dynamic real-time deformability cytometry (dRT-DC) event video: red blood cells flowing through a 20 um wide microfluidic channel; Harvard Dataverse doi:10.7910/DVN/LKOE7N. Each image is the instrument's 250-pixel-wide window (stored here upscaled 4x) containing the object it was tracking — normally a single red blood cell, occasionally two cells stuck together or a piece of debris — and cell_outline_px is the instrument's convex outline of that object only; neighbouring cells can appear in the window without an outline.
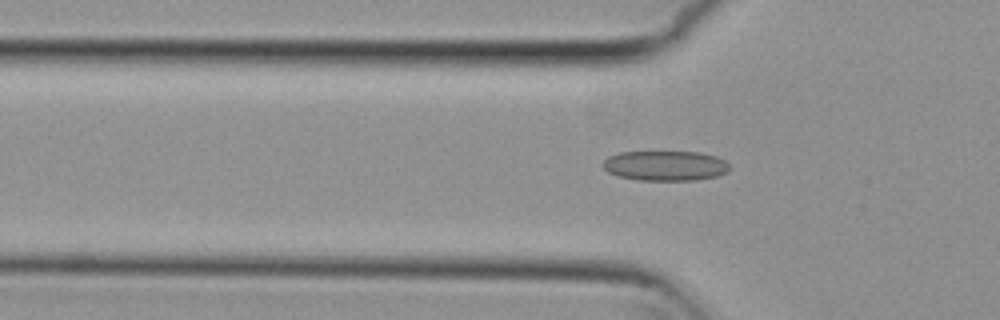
{"species": "common noctule bat (a hibernating species)", "species_latin": "Nyctalus noctula", "temperature_condition": "cold", "stored_images_in_passage": 41, "camera_frame_rate_fps": 3000, "um_per_image_px": 0.085, "animal": {"sex": "female", "body_mass_g": 29.2, "forearm_length_mm": 56.3}, "frame": {"image": 1, "passage_image": 8, "time_ms": 2.333, "image_size_px": [1000, 320], "cell_outline_px": [[728, 172], [716, 176], [692, 180], [636, 180], [620, 176], [608, 172], [604, 168], [604, 160], [608, 156], [620, 152], [700, 152], [716, 156], [724, 160], [728, 164]], "centroid_in_image_um": [56.55, 14.08], "position_along_channel_um": 69.3, "area_um2": 21.96}}
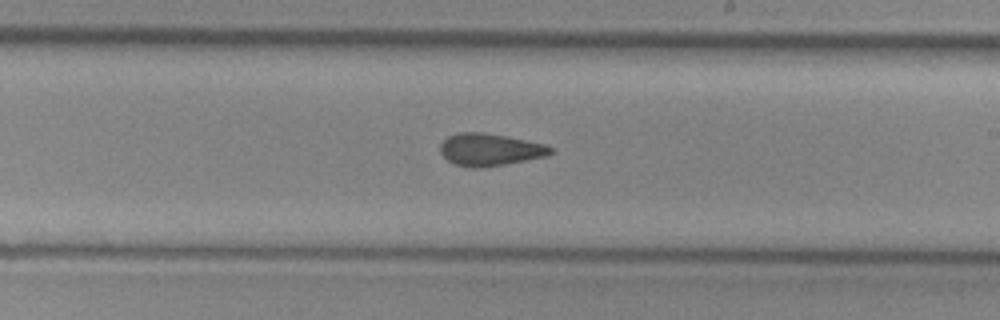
{"frame": {"image": 2, "passage_image": 22, "time_ms": 7.0, "image_size_px": [1000, 320], "cell_outline_px": [[552, 152], [548, 156], [504, 164], [480, 168], [472, 168], [456, 164], [448, 160], [440, 152], [440, 144], [448, 136], [460, 132], [484, 132], [544, 144], [552, 148]], "centroid_in_image_um": [41.62, 12.72], "position_along_channel_um": 247.4, "area_um2": 20.52}}
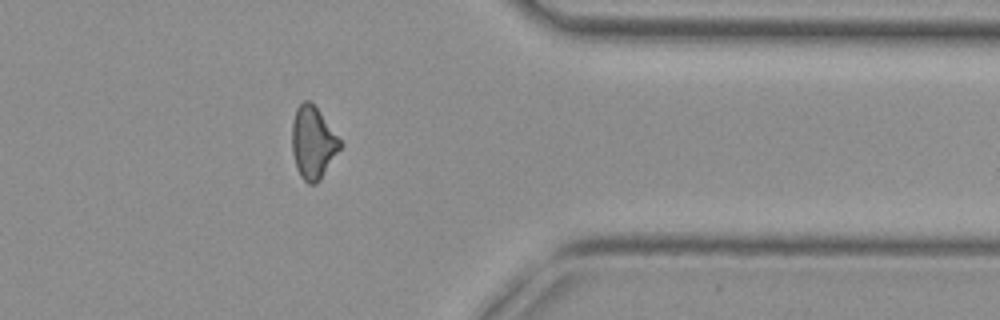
{"frame": {"image": 3, "passage_image": 34, "time_ms": 11.0, "image_size_px": [1000, 320], "cell_outline_px": [[344, 144], [320, 180], [316, 184], [308, 184], [300, 176], [296, 168], [292, 152], [292, 124], [296, 108], [304, 100], [308, 100], [316, 108]], "centroid_in_image_um": [26.6, 12.16], "position_along_channel_um": 384.8, "area_um2": 20.23}}